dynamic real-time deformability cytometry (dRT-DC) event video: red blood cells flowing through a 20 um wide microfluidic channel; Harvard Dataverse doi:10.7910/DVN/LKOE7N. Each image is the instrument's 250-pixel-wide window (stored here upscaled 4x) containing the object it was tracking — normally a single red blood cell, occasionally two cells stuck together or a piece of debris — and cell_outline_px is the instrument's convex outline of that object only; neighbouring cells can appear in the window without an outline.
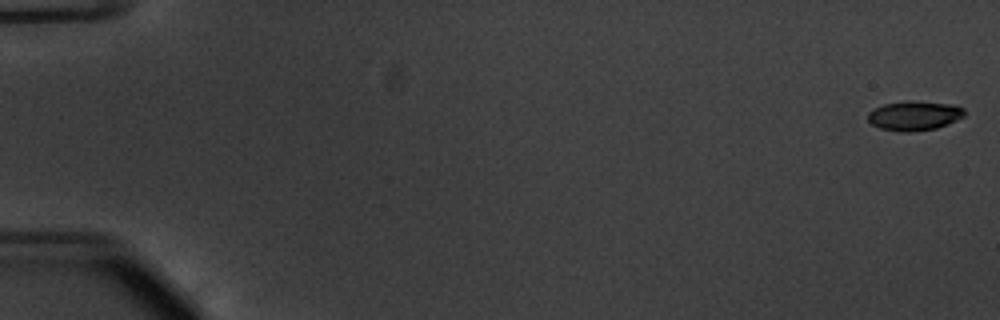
{"species": "common noctule bat (a hibernating species)", "species_latin": "Nyctalus noctula", "temperature_condition": "warm", "stored_images_in_passage": 16, "camera_frame_rate_fps": 3000, "um_per_image_px": 0.085, "animal": {"sex": "male", "body_mass_g": 20.1, "forearm_length_mm": 53.5}, "frame": {"image": 1, "passage_image": 1, "time_ms": 0.0, "image_size_px": [1000, 320], "cell_outline_px": [[964, 116], [948, 124], [936, 128], [912, 132], [896, 132], [880, 128], [872, 124], [868, 120], [868, 112], [884, 104], [908, 100], [912, 100], [956, 104], [964, 108]], "centroid_in_image_um": [77.73, 9.83], "position_along_channel_um": 7.3, "area_um2": 16.82}}